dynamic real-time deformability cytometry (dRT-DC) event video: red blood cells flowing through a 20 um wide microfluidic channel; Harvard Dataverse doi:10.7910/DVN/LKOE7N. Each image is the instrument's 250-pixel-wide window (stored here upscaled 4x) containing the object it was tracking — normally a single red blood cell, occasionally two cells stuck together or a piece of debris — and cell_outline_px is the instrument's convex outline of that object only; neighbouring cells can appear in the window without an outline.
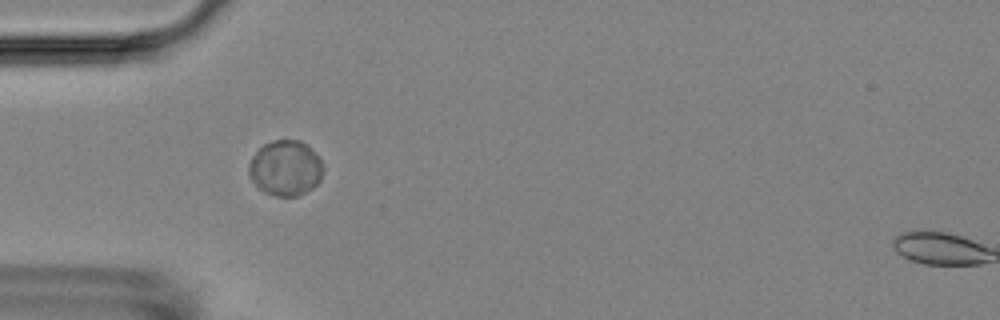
{"species": "Egyptian fruit bat (a non-hibernating species)", "species_latin": "Rousettus aegyptiacus", "temperature_condition": "room temperature", "stored_images_in_passage": 1, "camera_frame_rate_fps": 3000, "um_per_image_px": 0.085, "animal": {"sex": "female"}, "frame": {"image": 1, "passage_image": 1, "time_ms": 0.0, "image_size_px": [1000, 320], "cell_outline_px": [[320, 180], [312, 188], [296, 196], [276, 196], [264, 192], [248, 176], [248, 164], [252, 156], [264, 144], [272, 140], [300, 140], [320, 160]], "centroid_in_image_um": [24.19, 14.29], "position_along_channel_um": 60.8, "area_um2": 23.41}}